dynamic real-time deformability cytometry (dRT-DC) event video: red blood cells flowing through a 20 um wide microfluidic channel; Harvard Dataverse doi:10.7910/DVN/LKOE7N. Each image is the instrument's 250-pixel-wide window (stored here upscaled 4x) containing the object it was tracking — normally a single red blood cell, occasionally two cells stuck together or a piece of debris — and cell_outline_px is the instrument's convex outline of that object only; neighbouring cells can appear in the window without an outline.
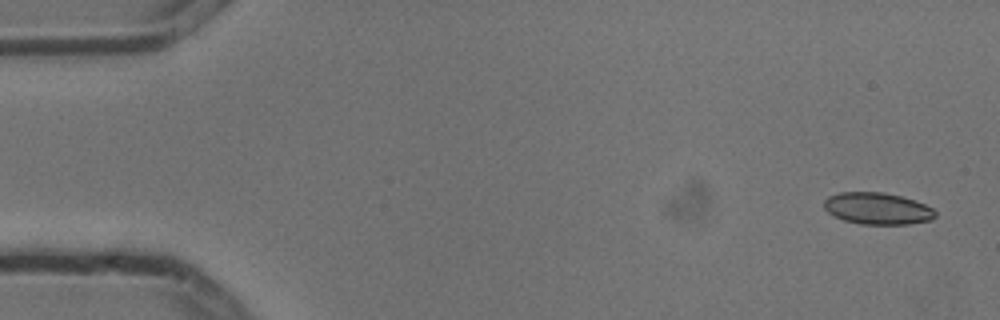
{"species": "common noctule bat (a hibernating species)", "species_latin": "Nyctalus noctula", "temperature_condition": "cold", "stored_images_in_passage": 4, "camera_frame_rate_fps": 3000, "um_per_image_px": 0.085, "animal": {"sex": "male", "body_mass_g": 13.3}, "frame": {"image": 1, "passage_image": 1, "time_ms": 0.0, "image_size_px": [1000, 320], "cell_outline_px": [[936, 216], [932, 220], [908, 224], [860, 224], [844, 220], [828, 212], [824, 208], [824, 200], [828, 196], [840, 192], [884, 192], [900, 196], [924, 204], [932, 208], [936, 212]], "centroid_in_image_um": [74.58, 17.72], "position_along_channel_um": 10.4, "area_um2": 20.52}}
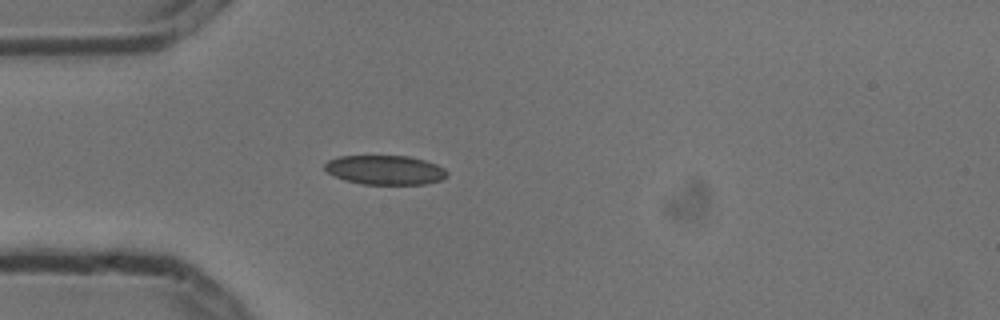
{"frame": {"image": 2, "passage_image": 4, "time_ms": 1.0, "image_size_px": [1000, 320], "cell_outline_px": [[448, 176], [440, 180], [424, 184], [360, 184], [344, 180], [328, 172], [324, 168], [324, 164], [328, 160], [340, 156], [408, 156], [424, 160], [436, 164], [444, 168], [448, 172]], "centroid_in_image_um": [32.74, 14.45], "position_along_channel_um": 52.3, "area_um2": 20.87}}